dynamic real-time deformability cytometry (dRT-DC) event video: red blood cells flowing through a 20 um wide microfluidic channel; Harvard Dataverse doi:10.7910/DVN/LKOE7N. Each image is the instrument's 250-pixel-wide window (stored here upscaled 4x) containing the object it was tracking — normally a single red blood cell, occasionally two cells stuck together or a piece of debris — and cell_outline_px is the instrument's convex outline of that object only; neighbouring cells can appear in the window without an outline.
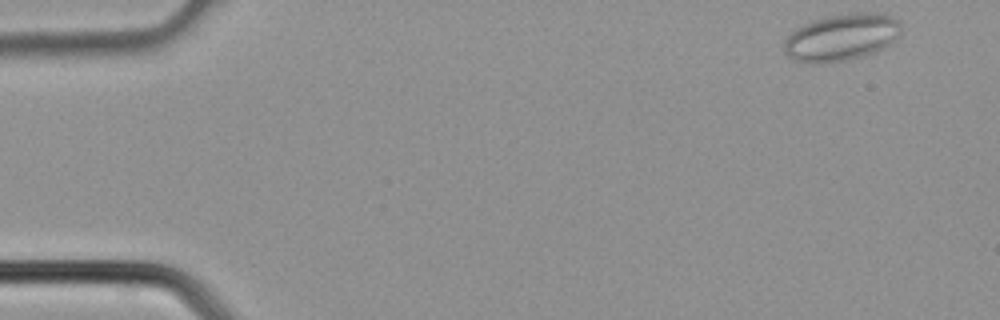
{"species": "common noctule bat (a hibernating species)", "species_latin": "Nyctalus noctula", "temperature_condition": "cold", "stored_images_in_passage": 3, "camera_frame_rate_fps": 3000, "um_per_image_px": 0.085, "animal": {"sex": "male", "body_mass_g": 21.5, "forearm_length_mm": 52.0}, "frame": {"image": 1, "passage_image": 1, "time_ms": 0.0, "image_size_px": [1000, 320], "cell_outline_px": [[900, 32], [896, 40], [864, 56], [848, 60], [816, 64], [812, 64], [792, 60], [784, 52], [784, 40], [796, 28], [812, 20], [828, 16], [852, 12], [884, 12], [900, 20]], "centroid_in_image_um": [71.52, 3.16], "position_along_channel_um": 13.5, "area_um2": 32.37}}